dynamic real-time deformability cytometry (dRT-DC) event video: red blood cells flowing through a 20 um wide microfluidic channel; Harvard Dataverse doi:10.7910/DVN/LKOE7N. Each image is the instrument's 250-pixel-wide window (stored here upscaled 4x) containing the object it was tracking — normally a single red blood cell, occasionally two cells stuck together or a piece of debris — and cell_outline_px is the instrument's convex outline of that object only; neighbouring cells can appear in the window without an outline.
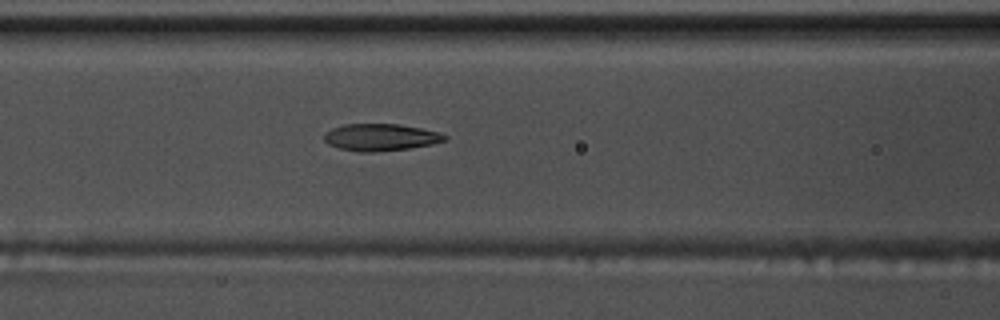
{"species": "common noctule bat (a hibernating species)", "species_latin": "Nyctalus noctula", "temperature_condition": "warm", "stored_images_in_passage": 28, "camera_frame_rate_fps": 3000, "um_per_image_px": 0.085, "animal": {"sex": "male", "body_mass_g": 17.5, "forearm_length_mm": 52.3}, "frame": {"image": 1, "passage_image": 6, "time_ms": 1.667, "image_size_px": [1000, 320], "cell_outline_px": [[448, 140], [432, 144], [408, 148], [372, 152], [356, 152], [340, 148], [328, 144], [324, 140], [324, 132], [332, 128], [344, 124], [400, 124], [420, 128], [436, 132], [448, 136]], "centroid_in_image_um": [32.32, 11.67], "position_along_channel_um": 134.3, "area_um2": 18.96}}
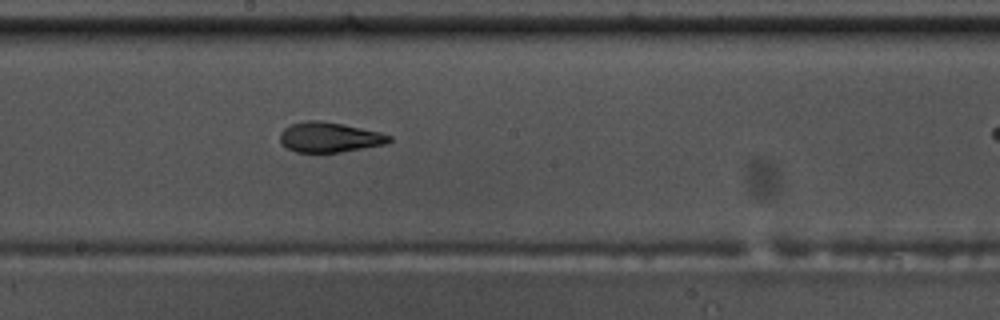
{"frame": {"image": 2, "passage_image": 13, "time_ms": 4.0, "image_size_px": [1000, 320], "cell_outline_px": [[392, 140], [384, 144], [340, 152], [296, 152], [288, 148], [280, 140], [280, 132], [284, 128], [292, 124], [308, 120], [320, 120], [344, 124], [380, 132], [392, 136]], "centroid_in_image_um": [28.01, 11.65], "position_along_channel_um": 220.2, "area_um2": 18.96}}
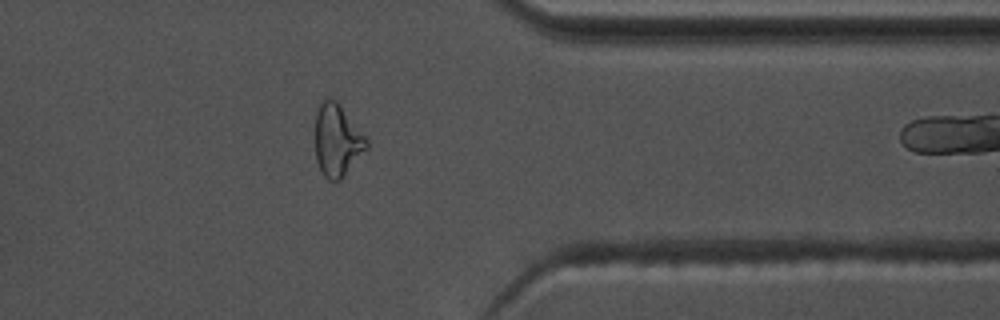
{"frame": {"image": 3, "passage_image": 27, "time_ms": 8.667, "image_size_px": [1000, 320], "cell_outline_px": [[368, 148], [344, 176], [340, 180], [328, 180], [324, 176], [316, 160], [316, 112], [320, 100], [336, 100], [368, 140]], "centroid_in_image_um": [28.66, 11.94], "position_along_channel_um": 382.7, "area_um2": 21.33}}